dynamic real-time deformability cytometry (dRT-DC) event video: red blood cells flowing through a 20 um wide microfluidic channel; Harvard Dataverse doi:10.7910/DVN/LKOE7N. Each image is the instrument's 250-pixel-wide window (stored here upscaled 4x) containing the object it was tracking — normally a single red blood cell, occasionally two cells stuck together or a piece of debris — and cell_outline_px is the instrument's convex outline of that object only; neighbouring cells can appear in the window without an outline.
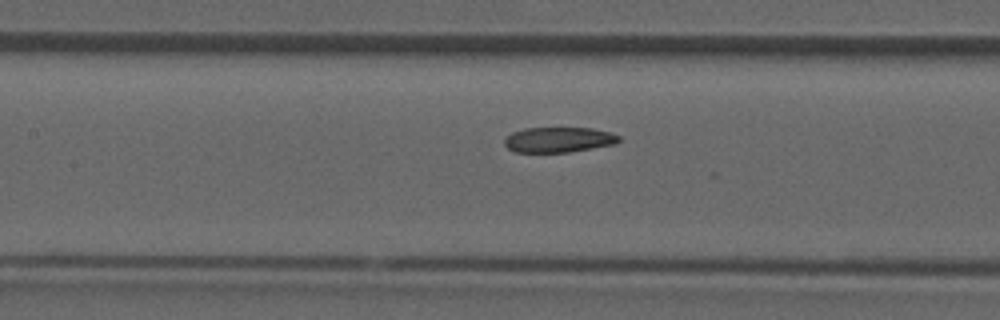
{"species": "common noctule bat (a hibernating species)", "species_latin": "Nyctalus noctula", "temperature_condition": "room temperature", "stored_images_in_passage": 42, "camera_frame_rate_fps": 3000, "um_per_image_px": 0.085, "animal": {"sex": "male", "forearm_length_mm": 52.5}, "frame": {"image": 1, "passage_image": 19, "time_ms": 6.0, "image_size_px": [1000, 320], "cell_outline_px": [[620, 140], [616, 144], [568, 152], [516, 152], [508, 148], [504, 144], [504, 140], [512, 132], [524, 128], [592, 128], [612, 132], [620, 136]], "centroid_in_image_um": [47.51, 11.87], "position_along_channel_um": 159.9, "area_um2": 16.88}}